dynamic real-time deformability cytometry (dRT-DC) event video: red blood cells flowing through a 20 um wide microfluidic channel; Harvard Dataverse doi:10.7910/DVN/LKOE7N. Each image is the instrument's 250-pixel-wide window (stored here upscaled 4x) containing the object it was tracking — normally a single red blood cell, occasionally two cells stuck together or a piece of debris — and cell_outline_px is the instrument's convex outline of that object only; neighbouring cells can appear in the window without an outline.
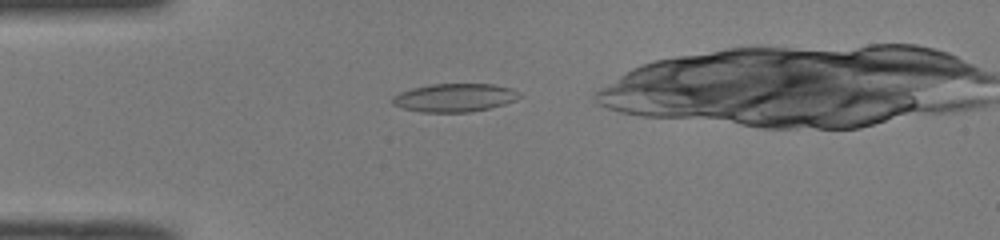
{"species": "common noctule bat (a hibernating species)", "species_latin": "Nyctalus noctula", "temperature_condition": "room temperature", "stored_images_in_passage": 32, "camera_frame_rate_fps": 3000, "um_per_image_px": 0.085, "animal": {"sex": "male", "body_mass_g": 19.0, "forearm_length_mm": 50.8}, "frame": {"image": 1, "passage_image": 4, "time_ms": 1.0, "image_size_px": [1000, 240], "cell_outline_px": [[524, 96], [516, 100], [504, 104], [472, 112], [420, 112], [400, 108], [392, 104], [392, 96], [400, 92], [412, 88], [432, 84], [492, 84], [512, 88], [520, 92]], "centroid_in_image_um": [38.65, 8.3], "position_along_channel_um": 46.3, "area_um2": 21.15}}
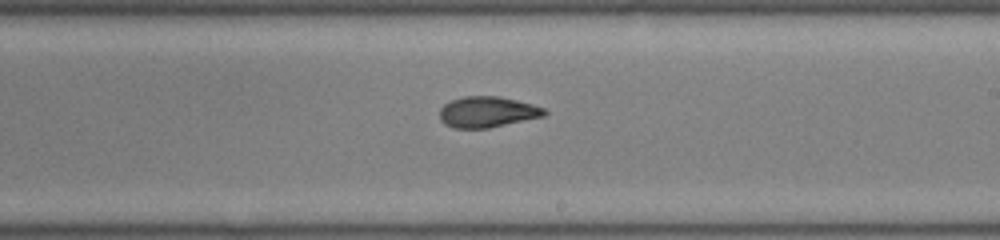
{"frame": {"image": 2, "passage_image": 20, "time_ms": 6.333, "image_size_px": [1000, 240], "cell_outline_px": [[548, 112], [544, 116], [488, 128], [452, 128], [444, 124], [440, 120], [440, 108], [444, 104], [452, 100], [464, 96], [500, 96], [532, 104], [544, 108]], "centroid_in_image_um": [41.4, 9.52], "position_along_channel_um": 247.6, "area_um2": 18.84}}
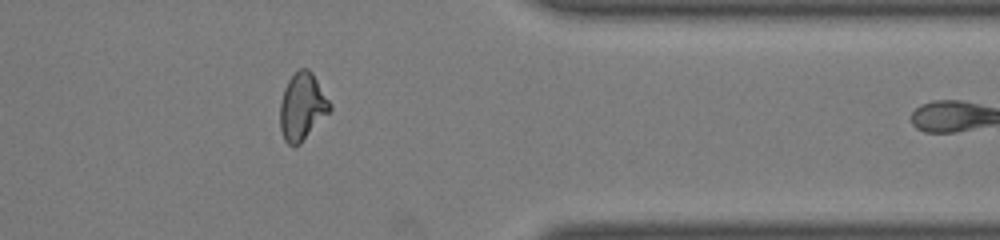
{"frame": {"image": 3, "passage_image": 31, "time_ms": 10.0, "image_size_px": [1000, 240], "cell_outline_px": [[332, 108], [300, 144], [288, 144], [284, 140], [280, 128], [280, 104], [284, 88], [288, 80], [300, 68], [308, 68], [312, 72], [332, 104]], "centroid_in_image_um": [25.69, 9.04], "position_along_channel_um": 385.7, "area_um2": 19.31}}